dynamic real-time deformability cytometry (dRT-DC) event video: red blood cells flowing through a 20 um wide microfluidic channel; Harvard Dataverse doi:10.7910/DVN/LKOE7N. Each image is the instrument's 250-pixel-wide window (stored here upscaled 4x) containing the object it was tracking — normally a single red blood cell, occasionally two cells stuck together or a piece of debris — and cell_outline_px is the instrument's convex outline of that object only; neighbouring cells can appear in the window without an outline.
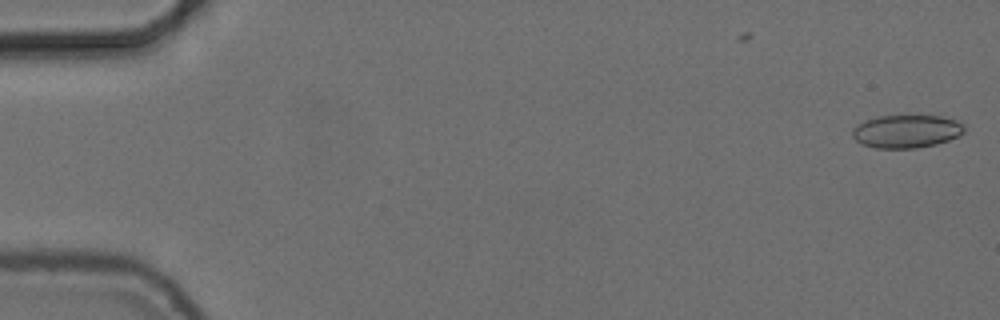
{"species": "common noctule bat (a hibernating species)", "species_latin": "Nyctalus noctula", "temperature_condition": "cold", "stored_images_in_passage": 2, "camera_frame_rate_fps": 3000, "um_per_image_px": 0.085, "animal": {"sex": "female", "body_mass_g": 24.6, "forearm_length_mm": 56.2}, "frame": {"image": 1, "passage_image": 2, "time_ms": 0.333, "image_size_px": [1000, 320], "cell_outline_px": [[964, 132], [948, 140], [936, 144], [916, 148], [876, 148], [860, 144], [852, 136], [852, 128], [868, 120], [880, 116], [940, 116], [956, 120], [964, 124]], "centroid_in_image_um": [77.04, 11.17], "position_along_channel_um": 8.0, "area_um2": 21.33}}